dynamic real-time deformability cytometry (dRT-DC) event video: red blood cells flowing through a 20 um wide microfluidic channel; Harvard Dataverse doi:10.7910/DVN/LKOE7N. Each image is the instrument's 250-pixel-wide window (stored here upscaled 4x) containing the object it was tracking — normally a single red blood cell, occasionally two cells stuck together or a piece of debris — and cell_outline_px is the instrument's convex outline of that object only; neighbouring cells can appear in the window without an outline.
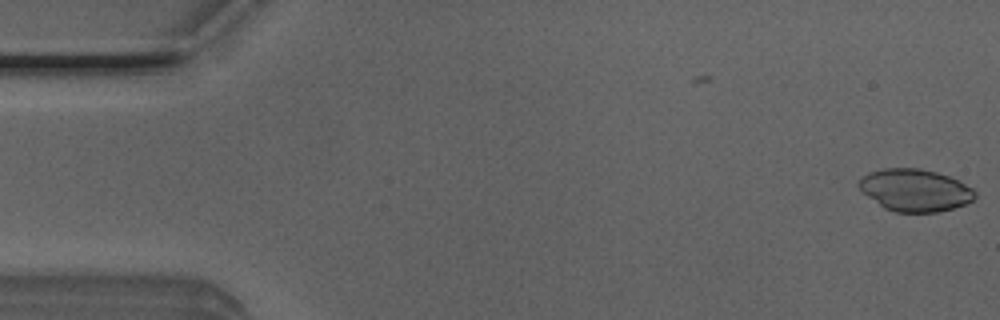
{"species": "Egyptian fruit bat (a non-hibernating species)", "species_latin": "Rousettus aegyptiacus", "temperature_condition": "room temperature", "stored_images_in_passage": 3, "camera_frame_rate_fps": 3000, "um_per_image_px": 0.085, "animal": {"sex": "male"}, "frame": {"image": 1, "passage_image": 3, "time_ms": 0.667, "image_size_px": [1000, 320], "cell_outline_px": [[976, 196], [972, 200], [964, 204], [952, 208], [936, 212], [896, 212], [884, 208], [860, 192], [856, 184], [860, 176], [868, 172], [884, 168], [920, 168], [936, 172], [960, 180], [972, 188], [976, 192]], "centroid_in_image_um": [77.71, 16.15], "position_along_channel_um": 7.3, "area_um2": 28.9}}